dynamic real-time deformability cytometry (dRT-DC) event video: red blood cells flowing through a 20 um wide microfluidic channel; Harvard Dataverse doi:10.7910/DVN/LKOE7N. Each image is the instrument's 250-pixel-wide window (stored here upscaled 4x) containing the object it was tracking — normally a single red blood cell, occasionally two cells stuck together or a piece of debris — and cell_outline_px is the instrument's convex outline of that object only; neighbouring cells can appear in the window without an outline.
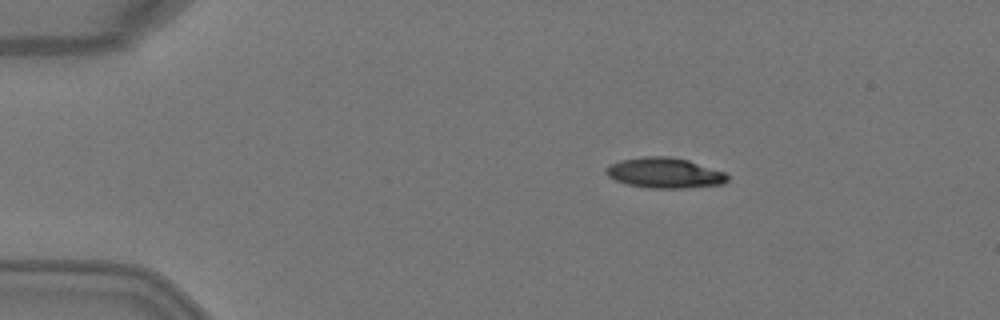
{"species": "Egyptian fruit bat (a non-hibernating species)", "species_latin": "Rousettus aegyptiacus", "temperature_condition": "warm", "stored_images_in_passage": 5, "camera_frame_rate_fps": 3000, "um_per_image_px": 0.085, "animal": {"sex": "female"}, "frame": {"image": 1, "passage_image": 2, "time_ms": 0.333, "image_size_px": [1000, 320], "cell_outline_px": [[728, 180], [724, 184], [680, 188], [648, 188], [628, 184], [616, 180], [608, 176], [604, 168], [620, 160], [644, 156], [668, 156], [688, 160], [728, 172]], "centroid_in_image_um": [56.53, 14.69], "position_along_channel_um": 28.5, "area_um2": 21.56}}
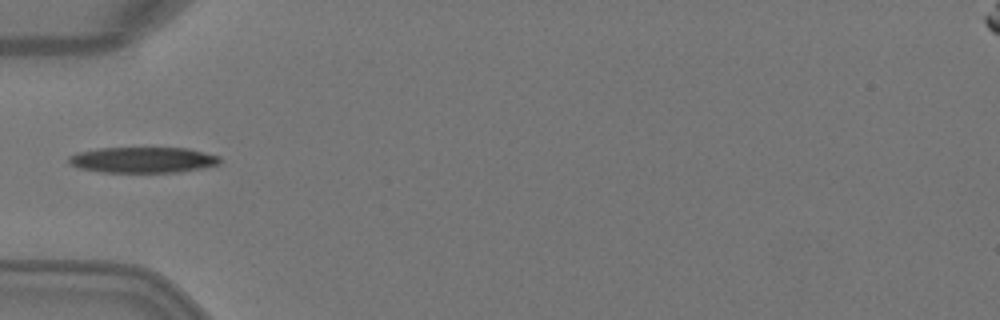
{"frame": {"image": 2, "passage_image": 4, "time_ms": 1.0, "image_size_px": [1000, 320], "cell_outline_px": [[220, 164], [180, 172], [100, 172], [76, 168], [68, 164], [68, 156], [76, 152], [100, 148], [188, 148], [220, 156]], "centroid_in_image_um": [12.09, 13.59], "position_along_channel_um": 72.9, "area_um2": 22.89}}